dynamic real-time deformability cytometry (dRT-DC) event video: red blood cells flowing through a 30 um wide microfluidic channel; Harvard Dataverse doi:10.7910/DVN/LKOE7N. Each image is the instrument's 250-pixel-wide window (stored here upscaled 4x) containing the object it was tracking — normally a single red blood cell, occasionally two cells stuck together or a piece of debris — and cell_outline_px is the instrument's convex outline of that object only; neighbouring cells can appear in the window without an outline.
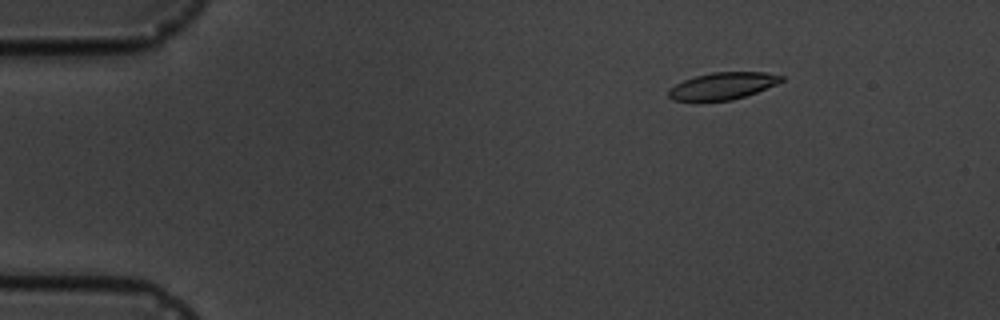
{"species": "common noctule bat (a hibernating species)", "species_latin": "Nyctalus noctula", "temperature_condition": "cold", "stored_images_in_passage": 11, "camera_frame_rate_fps": 3000, "um_per_image_px": 0.085, "animal": {"sex": "male", "body_mass_g": 19.5, "forearm_length_mm": 54.6}, "frame": {"image": 1, "passage_image": 3, "time_ms": 2.333, "image_size_px": [1000, 320], "cell_outline_px": [[784, 80], [776, 84], [756, 92], [732, 100], [672, 100], [668, 96], [668, 88], [684, 80], [696, 76], [712, 72], [764, 72], [784, 76]], "centroid_in_image_um": [61.42, 7.29], "position_along_channel_um": 23.6, "area_um2": 17.51}}
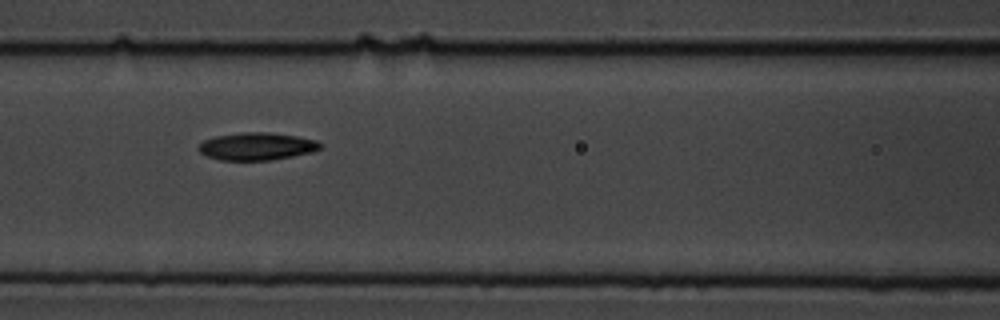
{"frame": {"image": 2, "passage_image": 8, "time_ms": 8.0, "image_size_px": [1000, 320], "cell_outline_px": [[324, 144], [320, 148], [312, 152], [272, 160], [220, 160], [208, 156], [200, 152], [196, 148], [204, 140], [216, 136], [244, 132], [268, 132], [296, 136], [316, 140]], "centroid_in_image_um": [21.84, 12.44], "position_along_channel_um": 144.8, "area_um2": 19.48}}
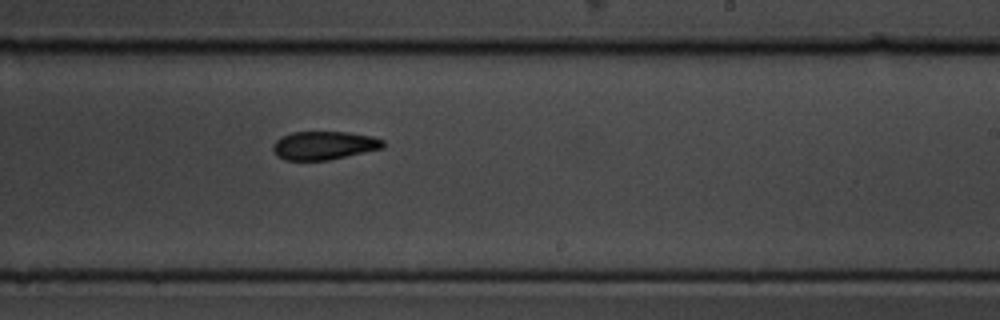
{"frame": {"image": 3, "passage_image": 11, "time_ms": 11.333, "image_size_px": [1000, 320], "cell_outline_px": [[384, 148], [328, 160], [284, 160], [276, 156], [272, 148], [272, 144], [280, 136], [292, 132], [348, 132], [372, 136], [384, 140]], "centroid_in_image_um": [27.51, 12.36], "position_along_channel_um": 261.5, "area_um2": 18.38}}